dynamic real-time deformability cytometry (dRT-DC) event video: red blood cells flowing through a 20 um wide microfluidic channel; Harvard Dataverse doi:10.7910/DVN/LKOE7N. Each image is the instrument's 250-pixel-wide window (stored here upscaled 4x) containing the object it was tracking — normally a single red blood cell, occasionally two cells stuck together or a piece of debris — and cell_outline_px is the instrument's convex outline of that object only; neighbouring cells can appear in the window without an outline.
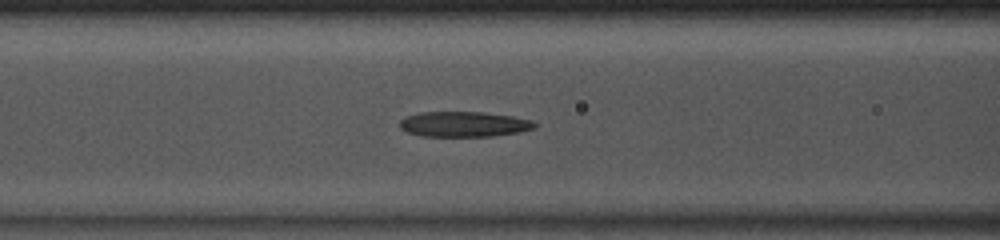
{"species": "common noctule bat (a hibernating species)", "species_latin": "Nyctalus noctula", "temperature_condition": "room temperature", "stored_images_in_passage": 37, "camera_frame_rate_fps": 3000, "um_per_image_px": 0.085, "animal": {"sex": "male", "body_mass_g": 13.0, "forearm_length_mm": 53.1}, "frame": {"image": 1, "passage_image": 12, "time_ms": 3.667, "image_size_px": [1000, 240], "cell_outline_px": [[540, 124], [536, 128], [520, 132], [492, 136], [424, 136], [408, 132], [400, 128], [400, 120], [404, 116], [420, 112], [484, 112], [512, 116], [532, 120]], "centroid_in_image_um": [39.47, 10.55], "position_along_channel_um": 127.1, "area_um2": 20.06}}
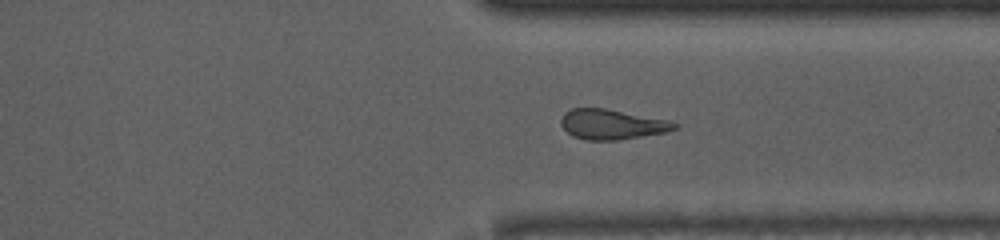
{"frame": {"image": 2, "passage_image": 29, "time_ms": 9.333, "image_size_px": [1000, 240], "cell_outline_px": [[680, 124], [676, 128], [664, 132], [616, 140], [588, 140], [572, 136], [560, 124], [560, 120], [564, 112], [572, 108], [604, 108], [668, 120]], "centroid_in_image_um": [51.97, 10.56], "position_along_channel_um": 359.4, "area_um2": 19.65}}
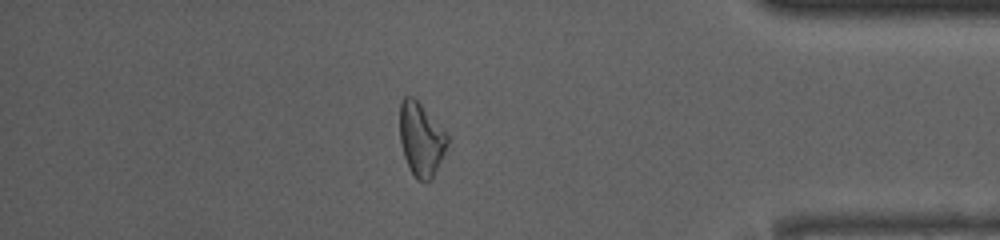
{"frame": {"image": 3, "passage_image": 34, "time_ms": 11.0, "image_size_px": [1000, 240], "cell_outline_px": [[452, 136], [432, 180], [416, 180], [408, 168], [404, 156], [400, 140], [400, 100], [404, 96], [412, 96]], "centroid_in_image_um": [35.82, 11.84], "position_along_channel_um": 399.4, "area_um2": 20.75}}